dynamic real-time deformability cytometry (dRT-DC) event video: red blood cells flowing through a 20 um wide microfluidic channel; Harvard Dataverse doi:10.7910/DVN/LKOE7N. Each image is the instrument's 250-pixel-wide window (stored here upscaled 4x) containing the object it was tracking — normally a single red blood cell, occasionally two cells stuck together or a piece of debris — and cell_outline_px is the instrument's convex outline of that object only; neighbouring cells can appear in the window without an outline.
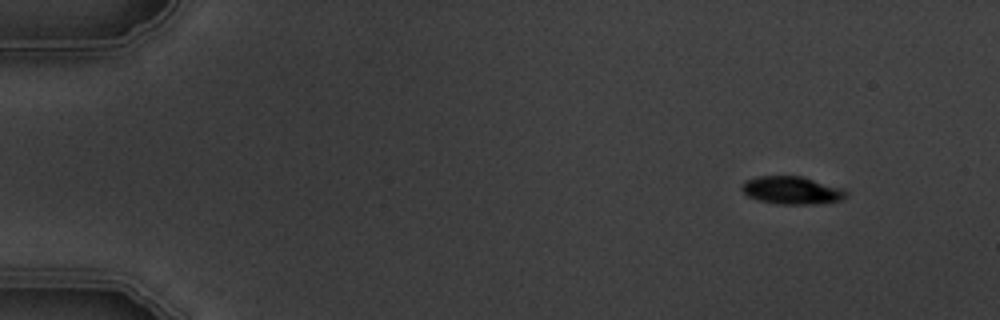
{"species": "common noctule bat (a hibernating species)", "species_latin": "Nyctalus noctula", "temperature_condition": "warm", "stored_images_in_passage": 4, "camera_frame_rate_fps": 3000, "um_per_image_px": 0.085, "animal": {"sex": "male", "body_mass_g": 19.5, "forearm_length_mm": 54.6}, "frame": {"image": 1, "passage_image": 1, "time_ms": 0.0, "image_size_px": [1000, 320], "cell_outline_px": [[848, 196], [840, 200], [812, 204], [776, 204], [760, 200], [748, 196], [740, 188], [748, 180], [756, 176], [804, 176], [848, 188]], "centroid_in_image_um": [67.41, 16.16], "position_along_channel_um": 17.6, "area_um2": 17.17}}
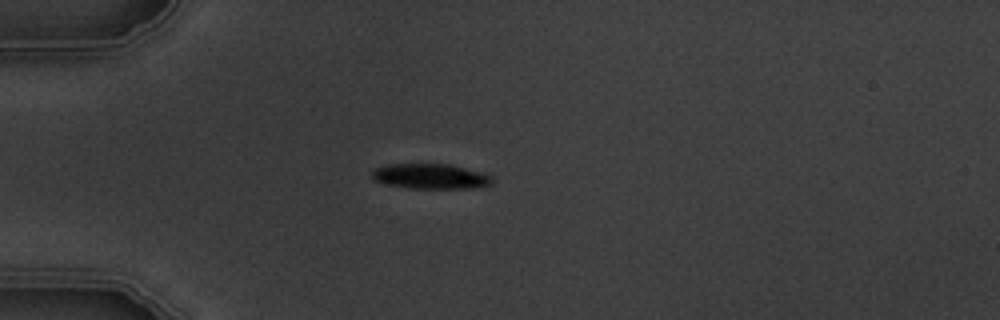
{"frame": {"image": 2, "passage_image": 4, "time_ms": 3.333, "image_size_px": [1000, 320], "cell_outline_px": [[492, 184], [472, 188], [408, 188], [384, 184], [372, 180], [372, 172], [376, 168], [384, 164], [448, 164], [480, 172], [492, 176]], "centroid_in_image_um": [36.53, 14.99], "position_along_channel_um": 48.5, "area_um2": 17.57}}